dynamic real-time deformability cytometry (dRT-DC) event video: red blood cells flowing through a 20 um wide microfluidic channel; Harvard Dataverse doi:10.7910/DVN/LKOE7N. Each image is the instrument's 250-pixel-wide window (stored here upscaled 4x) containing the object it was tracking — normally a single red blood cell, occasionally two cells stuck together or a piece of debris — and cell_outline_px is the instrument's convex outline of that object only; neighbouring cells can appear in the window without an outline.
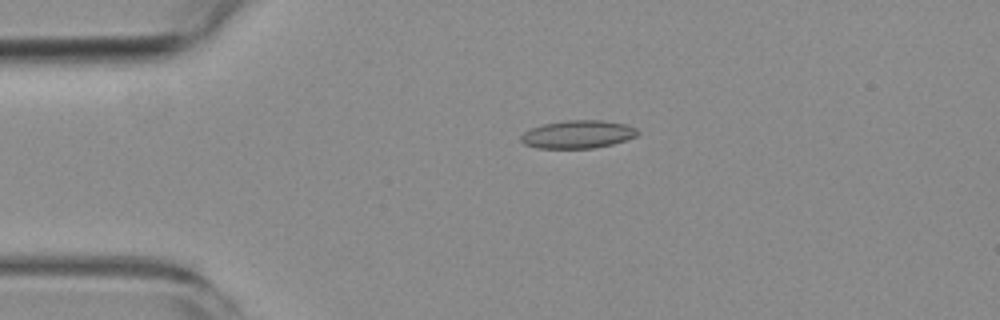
{"species": "common noctule bat (a hibernating species)", "species_latin": "Nyctalus noctula", "temperature_condition": "room temperature", "stored_images_in_passage": 5, "camera_frame_rate_fps": 3000, "um_per_image_px": 0.085, "animal": {"sex": "female", "body_mass_g": 19.3, "forearm_length_mm": 54.1}, "frame": {"image": 1, "passage_image": 4, "time_ms": 3.333, "image_size_px": [1000, 320], "cell_outline_px": [[640, 132], [636, 136], [612, 144], [596, 148], [536, 148], [524, 144], [520, 140], [520, 136], [524, 132], [532, 128], [544, 124], [564, 120], [600, 120], [624, 124], [636, 128]], "centroid_in_image_um": [49.1, 11.42], "position_along_channel_um": 35.9, "area_um2": 18.96}}